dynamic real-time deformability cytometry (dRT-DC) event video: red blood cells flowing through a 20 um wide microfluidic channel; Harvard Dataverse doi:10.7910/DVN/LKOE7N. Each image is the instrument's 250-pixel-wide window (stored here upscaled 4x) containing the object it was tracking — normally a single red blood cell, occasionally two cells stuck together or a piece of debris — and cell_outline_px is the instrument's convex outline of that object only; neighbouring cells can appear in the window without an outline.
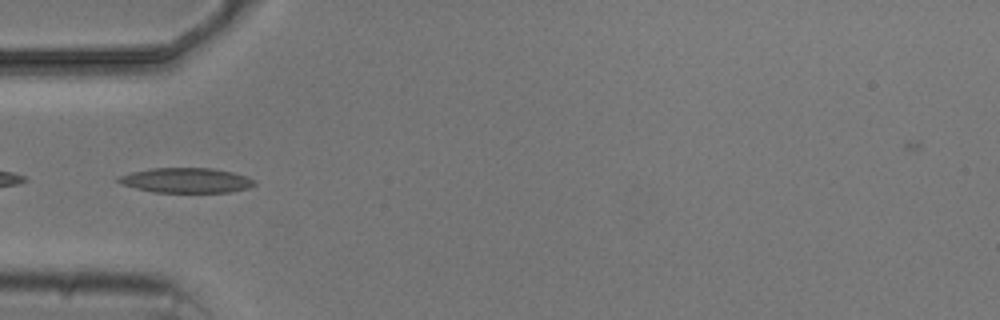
{"species": "common noctule bat (a hibernating species)", "species_latin": "Nyctalus noctula", "temperature_condition": "cold", "stored_images_in_passage": 5, "camera_frame_rate_fps": 3000, "um_per_image_px": 0.085, "animal": {"sex": "male", "body_mass_g": 20.5, "forearm_length_mm": 52.5}, "frame": {"image": 1, "passage_image": 4, "time_ms": 3.667, "image_size_px": [1000, 320], "cell_outline_px": [[256, 184], [248, 188], [228, 192], [152, 192], [120, 184], [116, 180], [120, 176], [132, 172], [152, 168], [212, 168], [232, 172], [256, 180]], "centroid_in_image_um": [15.82, 15.33], "position_along_channel_um": 69.2, "area_um2": 19.65}}
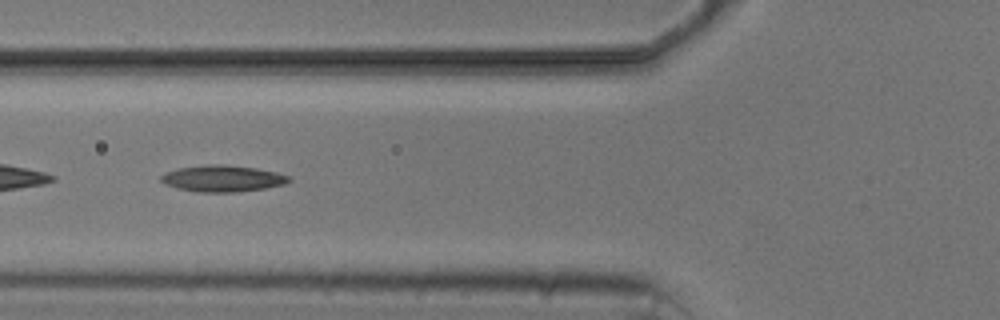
{"frame": {"image": 2, "passage_image": 5, "time_ms": 4.667, "image_size_px": [1000, 320], "cell_outline_px": [[292, 180], [284, 184], [264, 188], [236, 192], [196, 192], [176, 188], [164, 184], [160, 180], [160, 176], [176, 168], [204, 164], [224, 164], [256, 168], [276, 172], [288, 176]], "centroid_in_image_um": [18.88, 15.17], "position_along_channel_um": 106.9, "area_um2": 19.83}}